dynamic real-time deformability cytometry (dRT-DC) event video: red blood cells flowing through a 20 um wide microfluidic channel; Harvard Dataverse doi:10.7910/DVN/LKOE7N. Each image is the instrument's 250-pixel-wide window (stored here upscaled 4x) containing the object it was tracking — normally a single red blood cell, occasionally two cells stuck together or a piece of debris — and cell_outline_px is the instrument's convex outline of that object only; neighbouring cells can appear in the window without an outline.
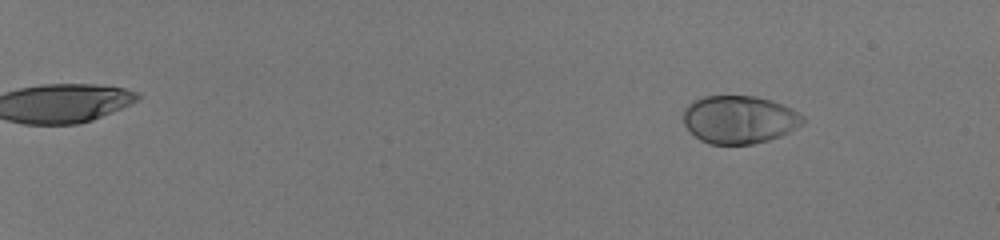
{"species": "human", "species_latin": "Homo sapiens", "temperature_condition": "room temperature", "stored_images_in_passage": 51, "camera_frame_rate_fps": 3000, "um_per_image_px": 0.085, "donor": {"sex": "male"}, "frame": {"image": 1, "passage_image": 3, "time_ms": 0.667, "image_size_px": [1000, 240], "cell_outline_px": [[804, 124], [780, 136], [768, 140], [752, 144], [708, 144], [700, 140], [684, 124], [684, 108], [692, 100], [704, 96], [756, 96], [772, 100], [792, 108], [804, 116]], "centroid_in_image_um": [62.85, 10.15], "position_along_channel_um": 22.1, "area_um2": 33.52}}
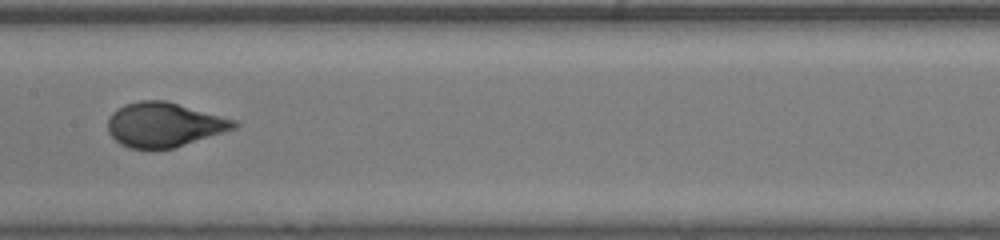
{"frame": {"image": 2, "passage_image": 30, "time_ms": 9.667, "image_size_px": [1000, 240], "cell_outline_px": [[240, 124], [236, 128], [172, 148], [128, 148], [120, 144], [108, 132], [108, 116], [112, 112], [124, 104], [140, 100], [164, 100], [236, 120]], "centroid_in_image_um": [13.92, 10.59], "position_along_channel_um": 193.5, "area_um2": 32.37}}
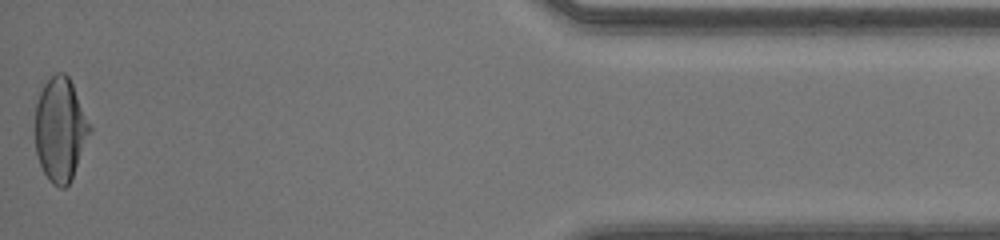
{"frame": {"image": 3, "passage_image": 51, "time_ms": 16.667, "image_size_px": [1000, 240], "cell_outline_px": [[92, 128], [72, 176], [68, 184], [64, 188], [60, 188], [52, 184], [48, 180], [40, 164], [36, 152], [36, 104], [40, 92], [44, 84], [56, 72], [64, 72], [68, 76], [72, 84]], "centroid_in_image_um": [5.12, 11.0], "position_along_channel_um": 430.1, "area_um2": 32.43}, "authors_computed_cell_mechanics": {"area_um2": 32.946, "velocity_mm_per_s": 4.1326, "shape_relaxation_time_tau1_ms": 3.6154, "shape_relaxation_time_tau2_ms": null, "deformation_change_tau1": 0.2094, "deformation_change_tau2": null}}